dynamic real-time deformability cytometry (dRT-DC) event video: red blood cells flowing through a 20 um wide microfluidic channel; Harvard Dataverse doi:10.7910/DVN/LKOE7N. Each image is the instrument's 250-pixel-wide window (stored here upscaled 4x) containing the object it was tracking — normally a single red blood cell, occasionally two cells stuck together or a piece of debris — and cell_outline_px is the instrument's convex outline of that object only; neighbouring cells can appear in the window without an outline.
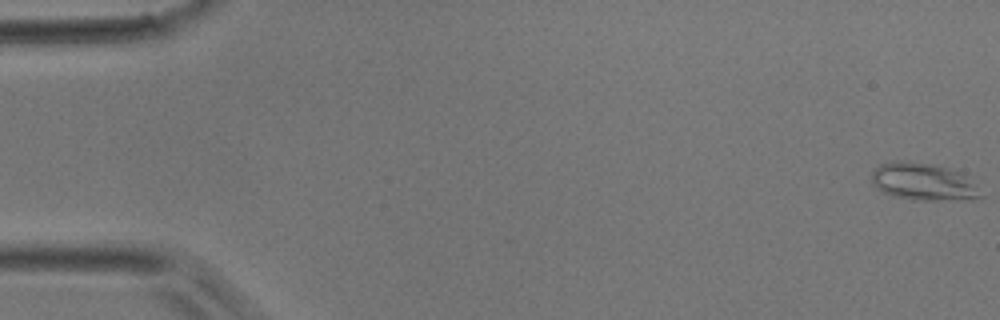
{"species": "common noctule bat (a hibernating species)", "species_latin": "Nyctalus noctula", "temperature_condition": "room temperature", "stored_images_in_passage": 46, "camera_frame_rate_fps": 3000, "um_per_image_px": 0.085, "animal": {"sex": "male", "body_mass_g": 17.9}, "frame": {"image": 1, "passage_image": 1, "time_ms": 0.0, "image_size_px": [1000, 320], "cell_outline_px": [[984, 196], [972, 200], [916, 200], [892, 196], [876, 188], [872, 184], [872, 172], [880, 164], [896, 160], [908, 160], [948, 168], [960, 172]], "centroid_in_image_um": [78.44, 15.46], "position_along_channel_um": 6.6, "area_um2": 23.64}}
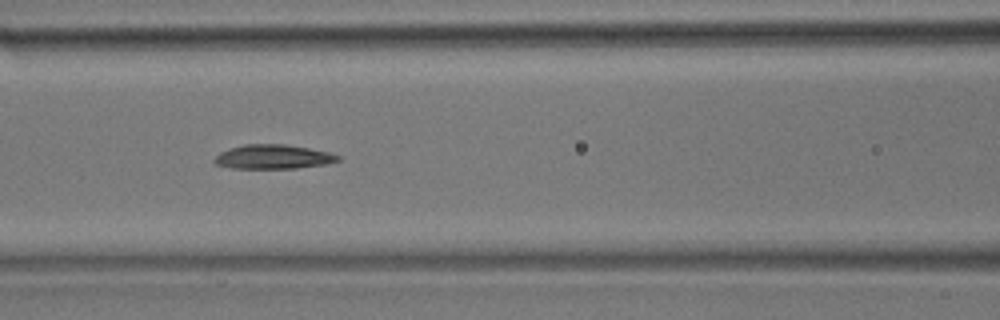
{"frame": {"image": 2, "passage_image": 21, "time_ms": 6.667, "image_size_px": [1000, 320], "cell_outline_px": [[340, 160], [324, 164], [296, 168], [232, 168], [216, 164], [212, 160], [220, 152], [228, 148], [244, 144], [284, 144], [308, 148], [328, 152], [340, 156]], "centroid_in_image_um": [23.18, 13.32], "position_along_channel_um": 143.4, "area_um2": 17.34}}
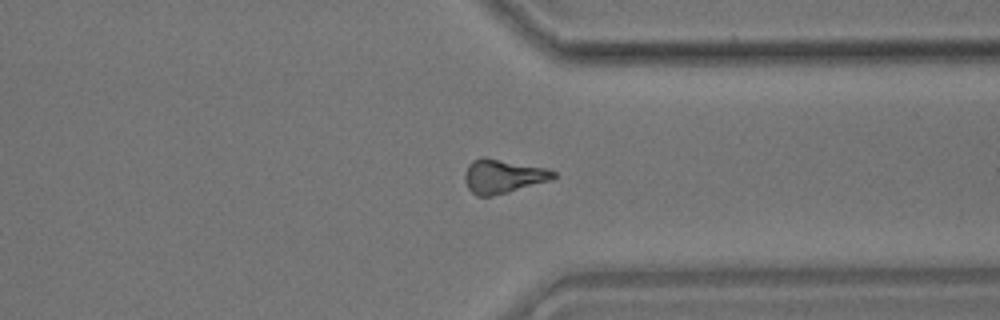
{"frame": {"image": 3, "passage_image": 36, "time_ms": 11.667, "image_size_px": [1000, 320], "cell_outline_px": [[556, 176], [552, 180], [508, 192], [492, 196], [476, 196], [468, 188], [464, 180], [464, 176], [468, 164], [472, 160], [480, 156], [484, 156], [548, 168], [556, 172]], "centroid_in_image_um": [42.75, 14.96], "position_along_channel_um": 368.7, "area_um2": 17.8}}